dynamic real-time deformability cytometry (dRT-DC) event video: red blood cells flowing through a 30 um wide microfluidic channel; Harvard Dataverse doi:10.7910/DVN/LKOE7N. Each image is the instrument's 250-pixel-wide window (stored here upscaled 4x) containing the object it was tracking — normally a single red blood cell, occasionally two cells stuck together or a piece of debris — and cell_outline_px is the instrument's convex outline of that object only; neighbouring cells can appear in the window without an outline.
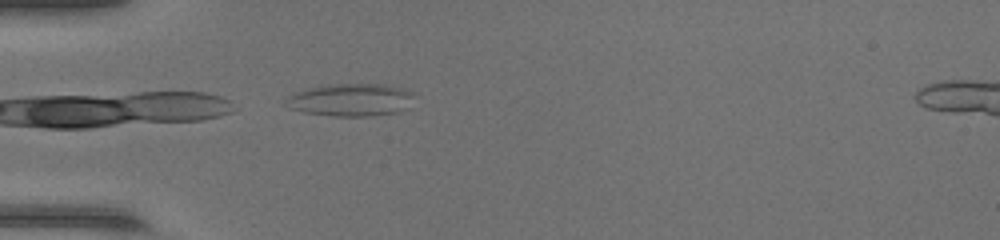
{"species": "common noctule bat (a hibernating species)", "species_latin": "Nyctalus noctula", "temperature_condition": "warm", "stored_images_in_passage": 34, "segment_of_instrument_passage": [1, 2], "camera_frame_rate_fps": 3000, "um_per_image_px": 0.085, "animal": {"sex": "female", "body_mass_g": 17.0, "forearm_length_mm": 48.0}, "frame": {"image": 1, "passage_image": 1, "time_ms": 0.0, "image_size_px": [1000, 240], "cell_outline_px": [[412, 96], [408, 108], [400, 112], [368, 116], [332, 116], [304, 112], [288, 108], [284, 100], [292, 92], [300, 88], [328, 84], [384, 84], [404, 88], [412, 92]], "centroid_in_image_um": [29.75, 8.48], "position_along_channel_um": 55.3, "area_um2": 24.85}}
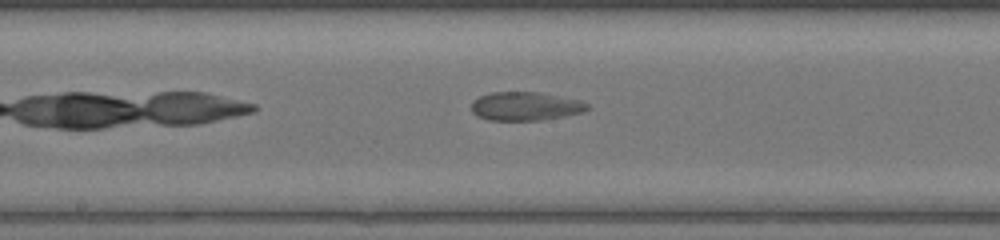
{"frame": {"image": 2, "passage_image": 12, "time_ms": 3.667, "image_size_px": [1000, 240], "cell_outline_px": [[592, 108], [584, 112], [564, 116], [540, 120], [488, 120], [476, 116], [472, 112], [472, 100], [480, 96], [492, 92], [540, 92], [580, 100], [588, 104]], "centroid_in_image_um": [44.67, 9.03], "position_along_channel_um": 203.5, "area_um2": 19.48}}
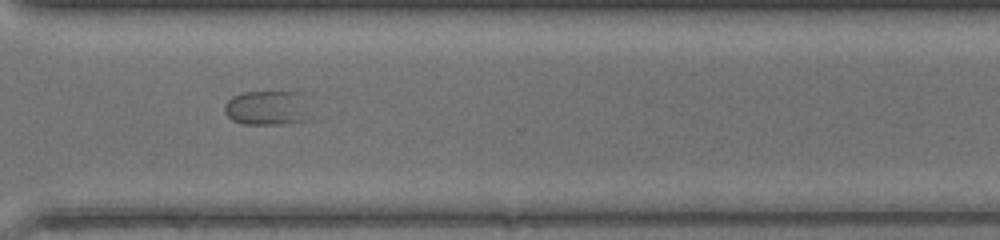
{"frame": {"image": 3, "passage_image": 22, "time_ms": 7.0, "image_size_px": [1000, 240], "cell_outline_px": [[312, 120], [288, 124], [244, 124], [232, 120], [224, 112], [224, 104], [232, 96], [244, 92], [304, 92]], "centroid_in_image_um": [22.79, 9.18], "position_along_channel_um": 347.8, "area_um2": 17.92}}